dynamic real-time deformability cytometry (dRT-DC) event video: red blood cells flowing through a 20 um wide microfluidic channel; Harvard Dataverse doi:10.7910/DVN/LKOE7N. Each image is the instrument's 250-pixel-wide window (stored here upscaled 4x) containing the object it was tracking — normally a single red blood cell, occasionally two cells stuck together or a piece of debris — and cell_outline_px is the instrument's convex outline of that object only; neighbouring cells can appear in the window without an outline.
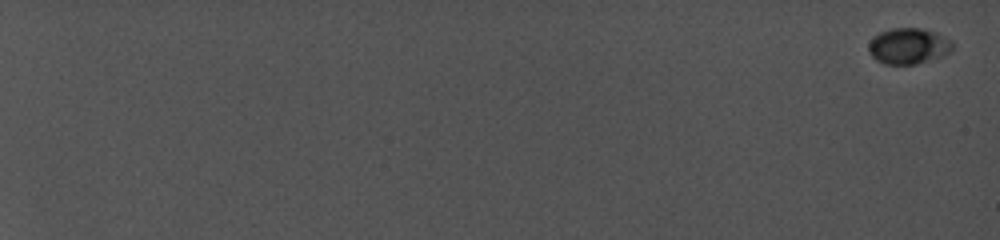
{"species": "common noctule bat (a hibernating species)", "species_latin": "Nyctalus noctula", "temperature_condition": "cold", "stored_images_in_passage": 28, "camera_frame_rate_fps": 5000, "um_per_image_px": 0.085, "animal": {"sex": "female", "body_mass_g": 19.0, "forearm_length_mm": 56.7}, "frame": {"image": 1, "passage_image": 1, "time_ms": 0.0, "image_size_px": [1000, 240], "cell_outline_px": [[952, 48], [948, 52], [940, 56], [916, 64], [884, 64], [876, 60], [868, 52], [868, 44], [880, 32], [892, 28], [920, 28], [936, 32], [952, 40]], "centroid_in_image_um": [77.2, 3.91], "position_along_channel_um": 7.8, "area_um2": 17.4}}
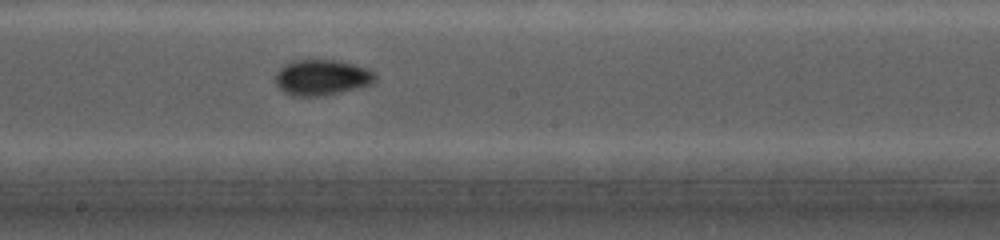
{"frame": {"image": 2, "passage_image": 20, "time_ms": 13.4, "image_size_px": [1000, 240], "cell_outline_px": [[376, 80], [372, 84], [324, 96], [292, 96], [284, 92], [276, 84], [276, 72], [284, 64], [292, 60], [336, 60], [352, 64], [376, 72]], "centroid_in_image_um": [27.34, 6.59], "position_along_channel_um": 220.9, "area_um2": 20.75}}
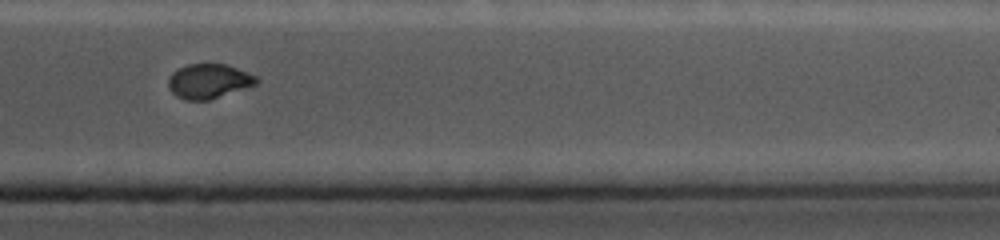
{"frame": {"image": 3, "passage_image": 28, "time_ms": 17.8, "image_size_px": [1000, 240], "cell_outline_px": [[260, 80], [256, 84], [208, 100], [188, 100], [176, 96], [168, 88], [168, 76], [172, 72], [188, 64], [224, 64], [236, 68], [256, 76]], "centroid_in_image_um": [17.71, 6.9], "position_along_channel_um": 393.7, "area_um2": 17.51}}